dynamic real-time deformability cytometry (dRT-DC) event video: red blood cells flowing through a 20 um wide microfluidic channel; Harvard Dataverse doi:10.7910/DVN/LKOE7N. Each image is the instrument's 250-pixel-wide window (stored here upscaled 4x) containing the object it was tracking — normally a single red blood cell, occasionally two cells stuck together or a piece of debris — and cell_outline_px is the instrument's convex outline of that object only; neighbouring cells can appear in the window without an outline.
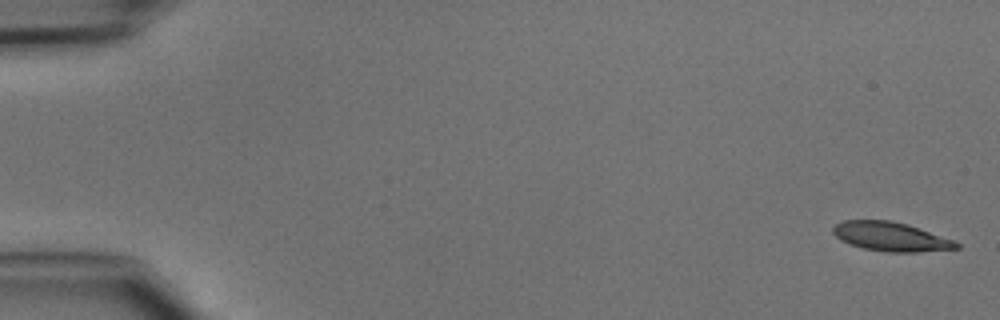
{"species": "common noctule bat (a hibernating species)", "species_latin": "Nyctalus noctula", "temperature_condition": "cold", "stored_images_in_passage": 47, "camera_frame_rate_fps": 3000, "um_per_image_px": 0.085, "animal": {"sex": "male", "body_mass_g": 15.6}, "frame": {"image": 1, "passage_image": 1, "time_ms": 0.0, "image_size_px": [1000, 320], "cell_outline_px": [[960, 248], [916, 252], [888, 252], [860, 248], [840, 240], [832, 232], [832, 228], [836, 224], [844, 220], [892, 220], [908, 224], [920, 228], [952, 240], [960, 244]], "centroid_in_image_um": [75.69, 20.11], "position_along_channel_um": 9.3, "area_um2": 20.92}}
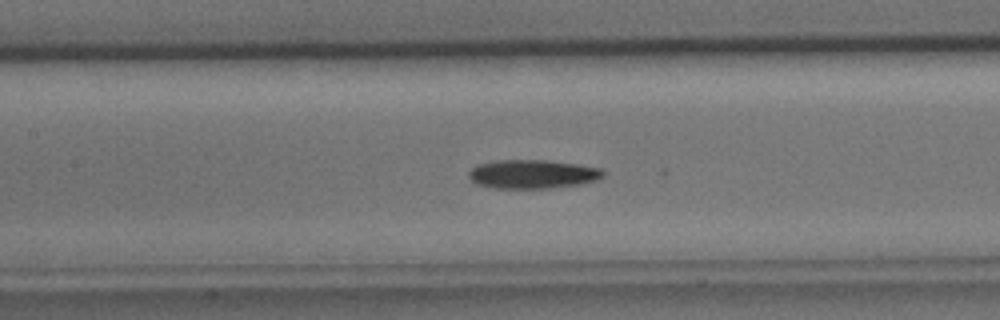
{"frame": {"image": 2, "passage_image": 22, "time_ms": 7.0, "image_size_px": [1000, 320], "cell_outline_px": [[604, 176], [596, 180], [584, 184], [548, 188], [496, 188], [476, 184], [468, 176], [468, 172], [476, 164], [496, 160], [548, 160], [604, 168]], "centroid_in_image_um": [45.29, 14.79], "position_along_channel_um": 162.1, "area_um2": 22.77}}
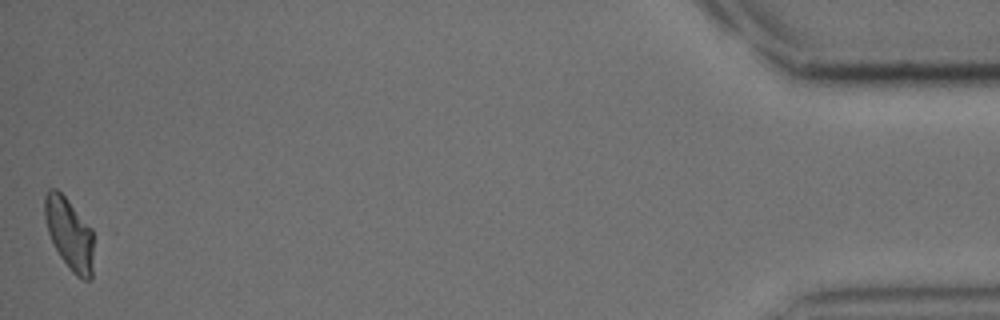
{"frame": {"image": 3, "passage_image": 47, "time_ms": 15.333, "image_size_px": [1000, 320], "cell_outline_px": [[92, 280], [84, 280], [76, 276], [72, 272], [60, 256], [48, 232], [44, 216], [44, 196], [48, 188], [56, 188], [68, 200], [92, 228]], "centroid_in_image_um": [5.88, 19.85], "position_along_channel_um": 429.3, "area_um2": 20.35}}